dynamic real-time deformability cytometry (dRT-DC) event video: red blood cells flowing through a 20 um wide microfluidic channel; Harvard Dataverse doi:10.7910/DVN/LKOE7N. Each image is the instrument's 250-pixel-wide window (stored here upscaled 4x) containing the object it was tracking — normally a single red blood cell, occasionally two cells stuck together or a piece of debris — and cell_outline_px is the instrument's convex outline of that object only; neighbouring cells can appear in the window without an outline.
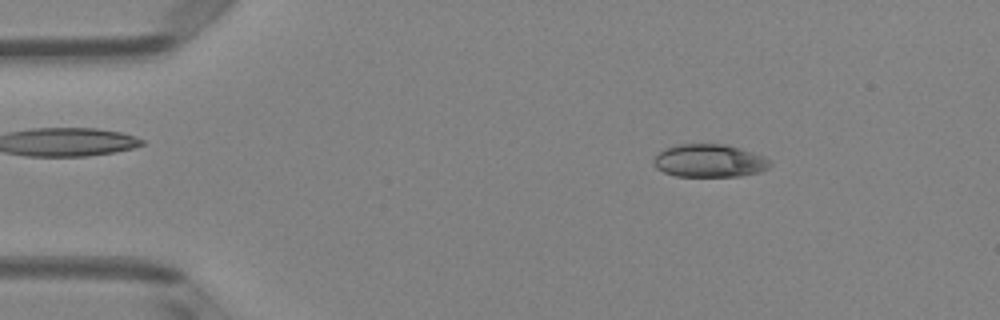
{"species": "Egyptian fruit bat (a non-hibernating species)", "species_latin": "Rousettus aegyptiacus", "temperature_condition": "room temperature", "stored_images_in_passage": 49, "camera_frame_rate_fps": 3000, "um_per_image_px": 0.085, "animal": {"sex": "female"}, "frame": {"image": 1, "passage_image": 7, "time_ms": 2.0, "image_size_px": [1000, 320], "cell_outline_px": [[772, 164], [768, 168], [760, 172], [740, 176], [676, 176], [664, 172], [656, 168], [652, 160], [664, 148], [676, 144], [724, 144], [740, 148], [764, 156], [772, 160]], "centroid_in_image_um": [60.31, 13.66], "position_along_channel_um": 24.7, "area_um2": 22.48}}
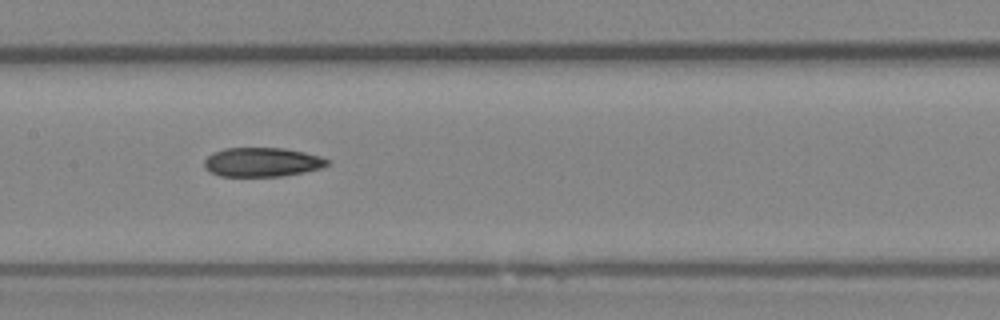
{"frame": {"image": 2, "passage_image": 24, "time_ms": 7.667, "image_size_px": [1000, 320], "cell_outline_px": [[332, 160], [324, 168], [304, 172], [280, 176], [220, 176], [204, 168], [204, 160], [212, 152], [224, 148], [284, 148], [304, 152], [320, 156]], "centroid_in_image_um": [22.3, 13.77], "position_along_channel_um": 185.1, "area_um2": 21.04}}
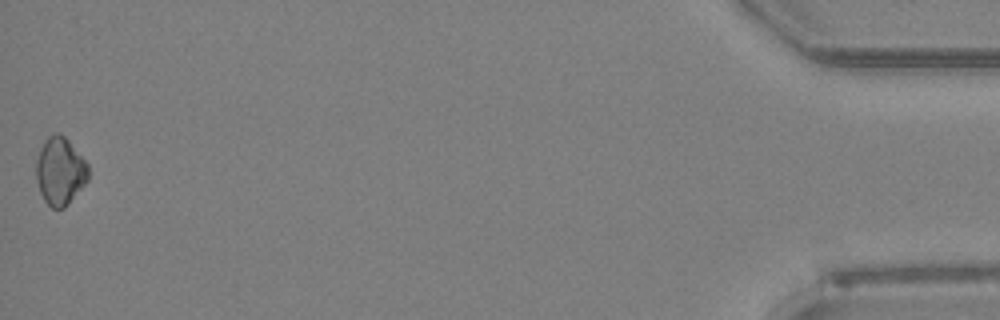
{"frame": {"image": 3, "passage_image": 49, "time_ms": 16.0, "image_size_px": [1000, 320], "cell_outline_px": [[88, 180], [68, 204], [64, 208], [52, 208], [44, 200], [40, 192], [36, 180], [36, 160], [40, 148], [44, 140], [48, 136], [56, 132], [60, 132], [68, 140], [88, 164]], "centroid_in_image_um": [5.09, 14.53], "position_along_channel_um": 430.1, "area_um2": 20.58}, "authors_computed_cell_mechanics": {"area_um2": 21.6172, "velocity_mm_per_s": 4.0804, "shape_relaxation_time_tau1_ms": 9.1581, "shape_relaxation_time_tau2_ms": null, "deformation_change_tau1": 0.1836, "deformation_change_tau2": null}}